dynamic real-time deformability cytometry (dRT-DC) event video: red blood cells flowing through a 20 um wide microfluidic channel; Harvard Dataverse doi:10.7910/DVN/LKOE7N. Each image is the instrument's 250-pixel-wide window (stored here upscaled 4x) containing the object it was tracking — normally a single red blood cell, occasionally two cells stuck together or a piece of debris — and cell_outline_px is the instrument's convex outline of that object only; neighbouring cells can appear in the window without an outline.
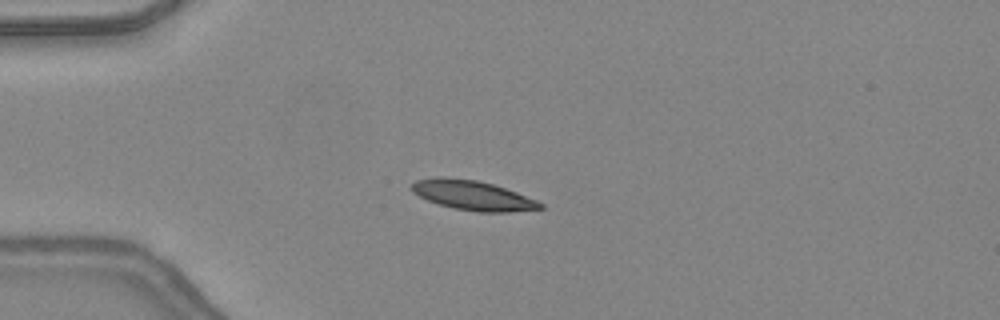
{"species": "common noctule bat (a hibernating species)", "species_latin": "Nyctalus noctula", "temperature_condition": "warm", "stored_images_in_passage": 38, "camera_frame_rate_fps": 3000, "um_per_image_px": 0.085, "animal": {"sex": "female", "body_mass_g": 24.6, "forearm_length_mm": 56.2}, "frame": {"image": 1, "passage_image": 3, "time_ms": 0.667, "image_size_px": [1000, 320], "cell_outline_px": [[544, 208], [508, 212], [476, 212], [452, 208], [428, 200], [412, 192], [408, 188], [416, 180], [436, 176], [444, 176], [476, 180], [492, 184], [516, 192], [536, 200], [544, 204]], "centroid_in_image_um": [40.14, 16.6], "position_along_channel_um": 44.9, "area_um2": 22.25}}
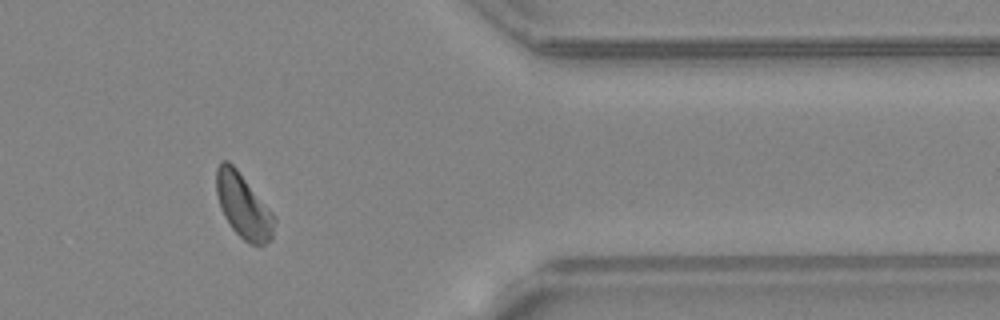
{"frame": {"image": 2, "passage_image": 30, "time_ms": 9.667, "image_size_px": [1000, 320], "cell_outline_px": [[276, 220], [272, 240], [264, 244], [248, 244], [232, 228], [224, 216], [220, 208], [216, 192], [216, 168], [220, 160], [228, 160], [236, 168], [276, 216]], "centroid_in_image_um": [20.69, 17.5], "position_along_channel_um": 390.7, "area_um2": 21.91}}
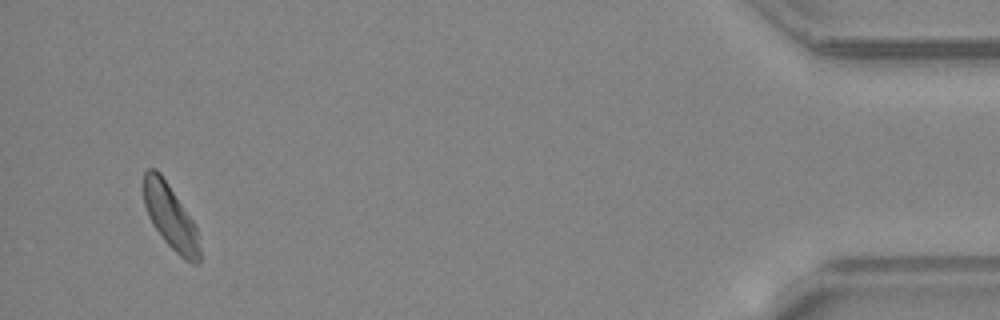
{"frame": {"image": 3, "passage_image": 36, "time_ms": 11.667, "image_size_px": [1000, 320], "cell_outline_px": [[200, 264], [192, 264], [184, 260], [164, 240], [148, 216], [144, 204], [144, 172], [148, 168], [156, 168], [160, 172], [192, 220], [196, 228], [200, 248]], "centroid_in_image_um": [14.49, 18.45], "position_along_channel_um": 420.7, "area_um2": 20.75}, "authors_computed_cell_mechanics": {"area_um2": 21.8484, "velocity_mm_per_s": 4.3563, "shape_relaxation_time_tau1_ms": 4.9038, "shape_relaxation_time_tau2_ms": 6.6958, "deformation_change_tau1": 0.1451, "deformation_change_tau2": 0.1462}}